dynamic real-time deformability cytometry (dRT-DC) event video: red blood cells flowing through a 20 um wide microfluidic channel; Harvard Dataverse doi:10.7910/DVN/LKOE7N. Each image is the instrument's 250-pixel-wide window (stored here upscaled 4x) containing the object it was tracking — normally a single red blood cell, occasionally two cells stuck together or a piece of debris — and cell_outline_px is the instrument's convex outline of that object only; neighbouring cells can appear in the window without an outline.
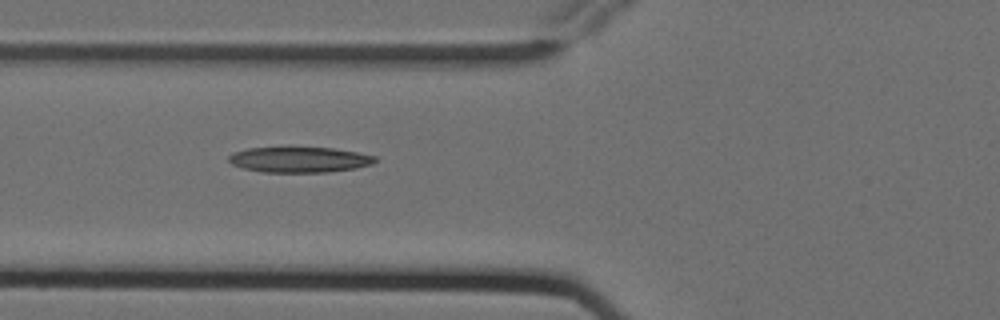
{"species": "Egyptian fruit bat (a non-hibernating species)", "species_latin": "Rousettus aegyptiacus", "temperature_condition": "cold", "stored_images_in_passage": 10, "camera_frame_rate_fps": 3000, "um_per_image_px": 0.085, "animal": {"sex": "female"}, "frame": {"image": 1, "passage_image": 5, "time_ms": 1.333, "image_size_px": [1000, 320], "cell_outline_px": [[376, 160], [372, 164], [356, 168], [328, 172], [260, 172], [244, 168], [232, 164], [228, 160], [228, 156], [232, 152], [248, 148], [332, 148], [356, 152], [376, 156]], "centroid_in_image_um": [25.43, 13.58], "position_along_channel_um": 100.4, "area_um2": 21.62}}
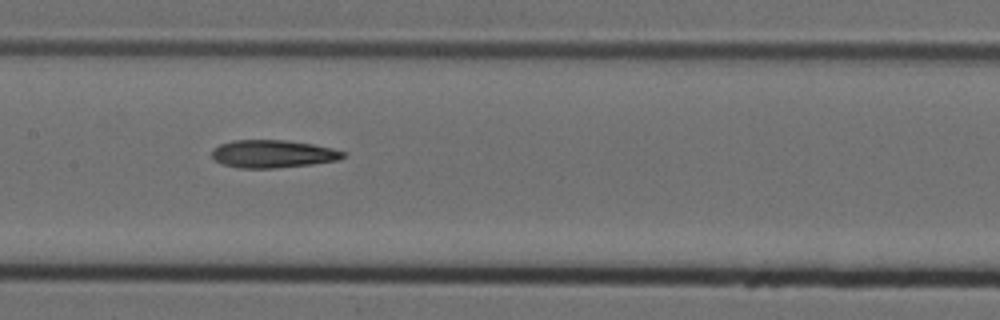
{"frame": {"image": 2, "passage_image": 7, "time_ms": 2.0, "image_size_px": [1000, 320], "cell_outline_px": [[348, 152], [340, 160], [312, 164], [276, 168], [240, 168], [220, 164], [212, 156], [212, 148], [220, 144], [232, 140], [288, 140], [312, 144], [332, 148]], "centroid_in_image_um": [23.2, 13.08], "position_along_channel_um": 184.2, "area_um2": 21.44}}
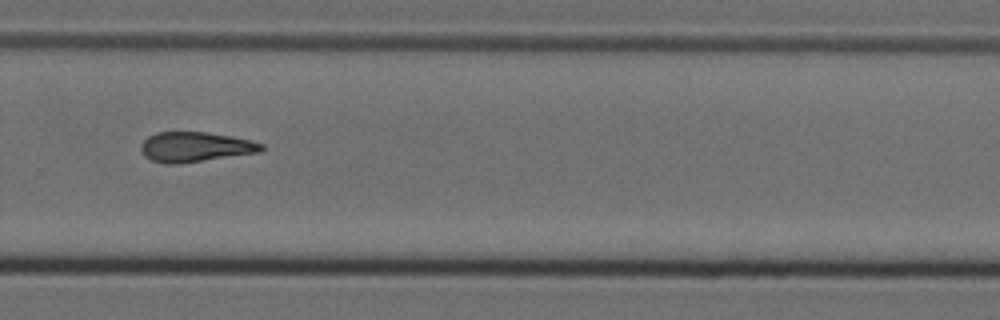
{"frame": {"image": 3, "passage_image": 10, "time_ms": 3.0, "image_size_px": [1000, 320], "cell_outline_px": [[264, 148], [260, 152], [180, 164], [164, 164], [152, 160], [144, 156], [140, 148], [140, 144], [148, 136], [156, 132], [204, 132], [228, 136], [248, 140], [264, 144]], "centroid_in_image_um": [16.55, 12.5], "position_along_channel_um": 313.3, "area_um2": 20.98}}